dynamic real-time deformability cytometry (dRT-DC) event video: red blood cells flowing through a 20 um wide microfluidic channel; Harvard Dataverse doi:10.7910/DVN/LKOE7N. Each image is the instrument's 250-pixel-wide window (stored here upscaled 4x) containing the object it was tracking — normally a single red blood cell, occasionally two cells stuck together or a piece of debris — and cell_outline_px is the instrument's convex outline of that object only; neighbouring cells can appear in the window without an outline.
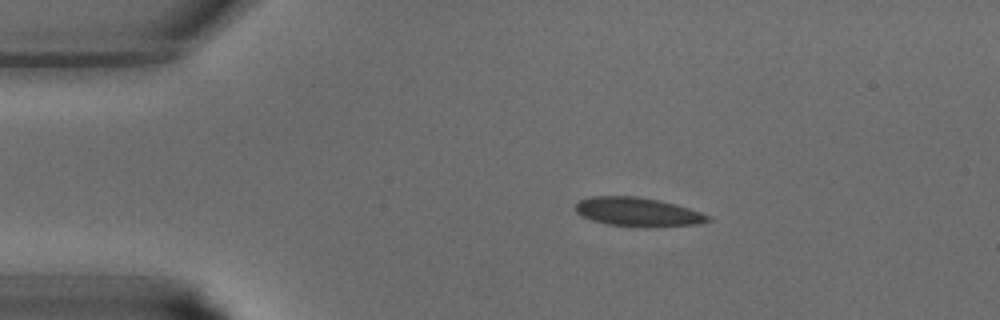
{"species": "common noctule bat (a hibernating species)", "species_latin": "Nyctalus noctula", "temperature_condition": "warm", "stored_images_in_passage": 36, "camera_frame_rate_fps": 3000, "um_per_image_px": 0.085, "animal": {"sex": "male", "body_mass_g": 15.6}, "frame": {"image": 1, "passage_image": 3, "time_ms": 0.667, "image_size_px": [1000, 320], "cell_outline_px": [[712, 220], [696, 224], [648, 228], [644, 228], [608, 224], [592, 220], [576, 212], [576, 204], [580, 200], [592, 196], [636, 196], [660, 200], [676, 204], [712, 216]], "centroid_in_image_um": [54.25, 18.02], "position_along_channel_um": 30.7, "area_um2": 22.43}}
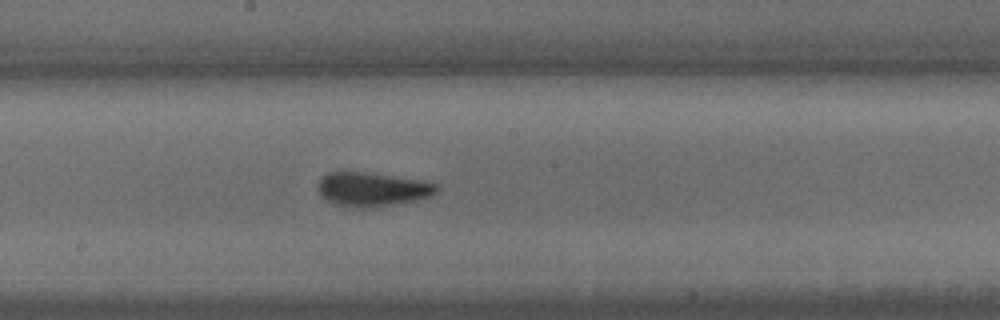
{"frame": {"image": 2, "passage_image": 17, "time_ms": 5.333, "image_size_px": [1000, 320], "cell_outline_px": [[440, 188], [436, 192], [428, 196], [416, 200], [392, 204], [364, 208], [352, 208], [336, 204], [328, 200], [320, 192], [320, 176], [328, 172], [364, 172], [424, 180], [440, 184]], "centroid_in_image_um": [31.69, 16.07], "position_along_channel_um": 216.5, "area_um2": 23.29}}
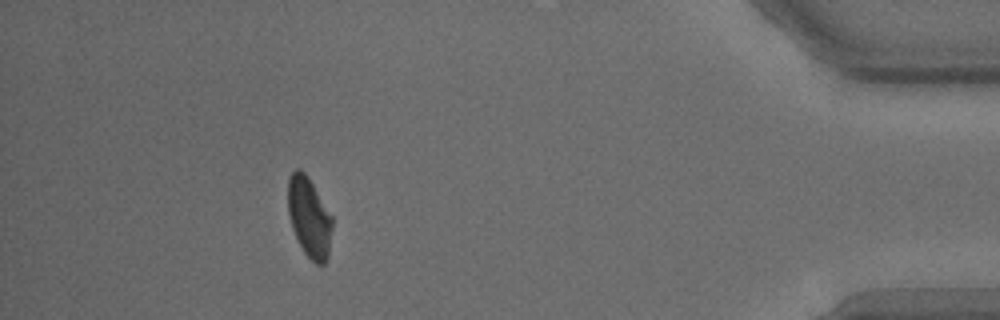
{"frame": {"image": 3, "passage_image": 32, "time_ms": 10.333, "image_size_px": [1000, 320], "cell_outline_px": [[332, 228], [328, 256], [324, 264], [316, 264], [304, 252], [292, 228], [288, 212], [288, 176], [296, 168], [300, 168], [308, 176], [332, 216]], "centroid_in_image_um": [26.28, 18.44], "position_along_channel_um": 408.9, "area_um2": 20.58}}